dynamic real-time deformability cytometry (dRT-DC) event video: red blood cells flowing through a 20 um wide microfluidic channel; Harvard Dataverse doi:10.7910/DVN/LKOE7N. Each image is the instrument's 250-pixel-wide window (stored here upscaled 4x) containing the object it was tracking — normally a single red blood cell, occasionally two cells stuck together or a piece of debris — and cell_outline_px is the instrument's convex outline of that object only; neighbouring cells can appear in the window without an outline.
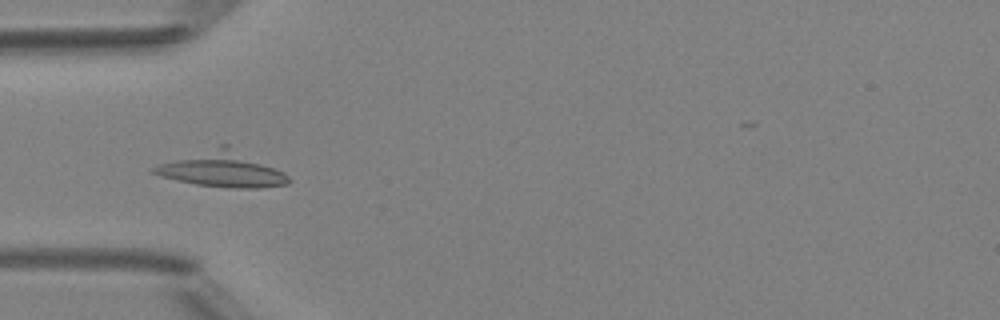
{"species": "Egyptian fruit bat (a non-hibernating species)", "species_latin": "Rousettus aegyptiacus", "temperature_condition": "room temperature", "stored_images_in_passage": 49, "camera_frame_rate_fps": 3000, "um_per_image_px": 0.085, "animal": {"sex": "female"}, "frame": {"image": 1, "passage_image": 15, "time_ms": 4.667, "image_size_px": [1000, 320], "cell_outline_px": [[292, 180], [288, 184], [260, 188], [232, 188], [196, 184], [176, 180], [160, 176], [152, 172], [152, 168], [160, 164], [220, 144], [228, 144], [284, 172]], "centroid_in_image_um": [18.93, 14.4], "position_along_channel_um": 66.1, "area_um2": 27.46}}
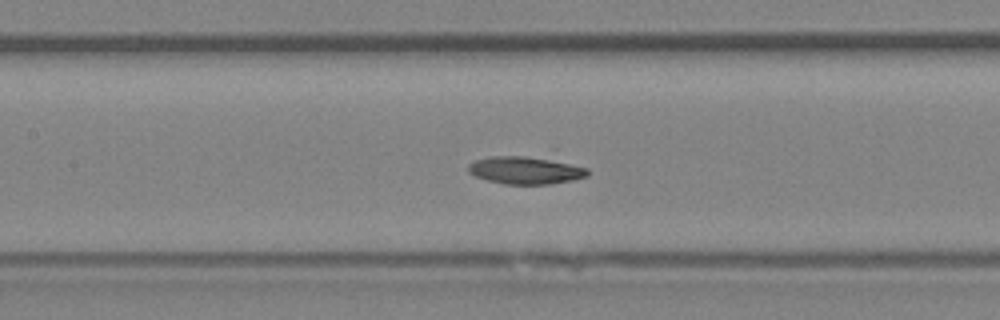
{"frame": {"image": 2, "passage_image": 22, "time_ms": 7.0, "image_size_px": [1000, 320], "cell_outline_px": [[588, 176], [572, 180], [548, 184], [504, 184], [488, 180], [476, 176], [468, 172], [468, 164], [476, 160], [492, 156], [524, 156], [548, 160], [588, 168]], "centroid_in_image_um": [44.61, 14.49], "position_along_channel_um": 162.8, "area_um2": 18.67}}
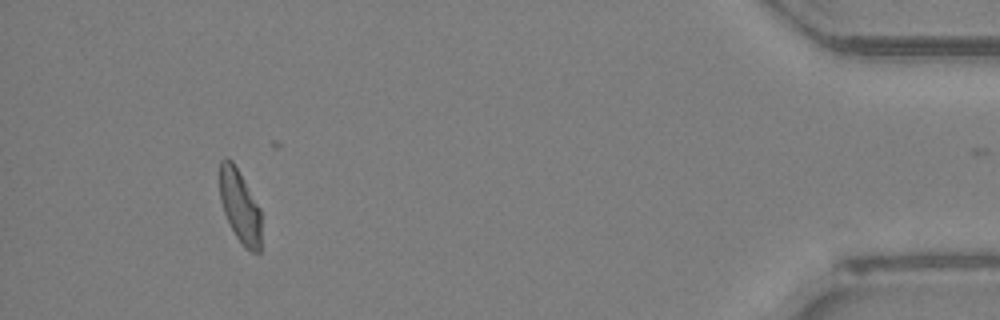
{"frame": {"image": 3, "passage_image": 45, "time_ms": 14.667, "image_size_px": [1000, 320], "cell_outline_px": [[260, 252], [252, 252], [244, 248], [236, 236], [224, 212], [220, 200], [220, 160], [224, 156], [228, 156], [232, 160], [260, 208]], "centroid_in_image_um": [20.38, 17.51], "position_along_channel_um": 414.8, "area_um2": 17.51}}